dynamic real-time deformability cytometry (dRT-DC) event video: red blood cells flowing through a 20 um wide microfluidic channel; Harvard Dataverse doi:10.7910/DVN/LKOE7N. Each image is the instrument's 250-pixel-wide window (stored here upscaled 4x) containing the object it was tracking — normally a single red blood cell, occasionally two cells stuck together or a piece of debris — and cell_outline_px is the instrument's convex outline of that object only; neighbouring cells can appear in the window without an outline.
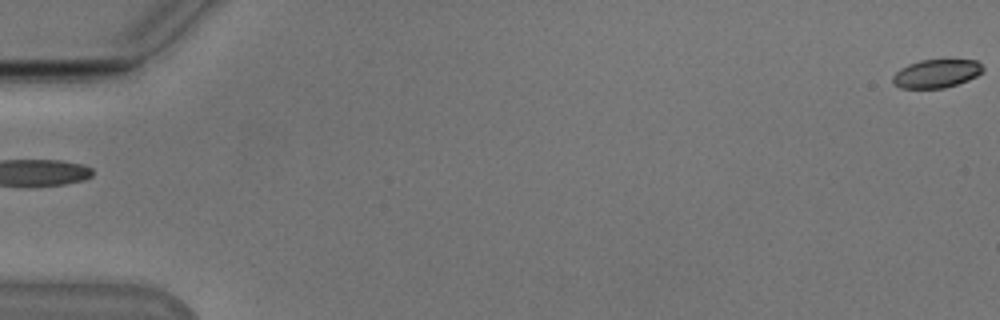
{"species": "Egyptian fruit bat (a non-hibernating species)", "species_latin": "Rousettus aegyptiacus", "temperature_condition": "cold", "stored_images_in_passage": 17, "camera_frame_rate_fps": 3000, "um_per_image_px": 0.085, "animal": {"sex": "male"}, "frame": {"image": 1, "passage_image": 1, "time_ms": 0.0, "image_size_px": [1000, 320], "cell_outline_px": [[984, 72], [968, 80], [944, 88], [900, 88], [892, 84], [892, 76], [900, 68], [908, 64], [920, 60], [976, 60], [984, 68]], "centroid_in_image_um": [79.57, 6.26], "position_along_channel_um": 5.4, "area_um2": 14.97}}